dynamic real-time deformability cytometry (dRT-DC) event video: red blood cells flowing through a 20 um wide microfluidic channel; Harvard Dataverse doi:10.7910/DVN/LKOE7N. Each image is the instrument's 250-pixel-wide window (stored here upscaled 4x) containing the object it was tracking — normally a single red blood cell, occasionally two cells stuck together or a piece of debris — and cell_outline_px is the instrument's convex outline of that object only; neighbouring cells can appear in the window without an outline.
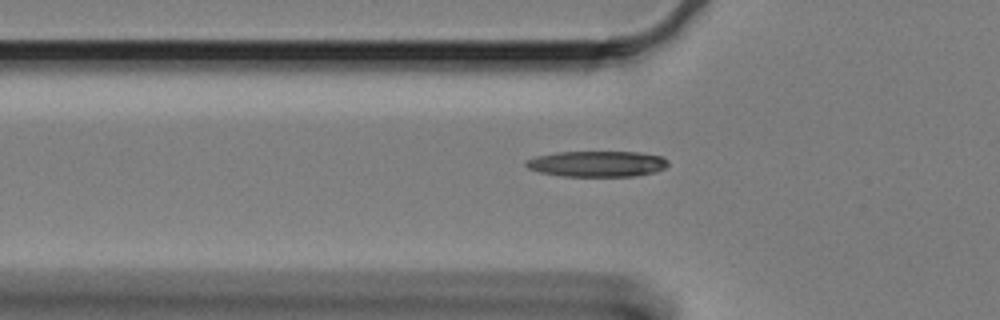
{"species": "Egyptian fruit bat (a non-hibernating species)", "species_latin": "Rousettus aegyptiacus", "temperature_condition": "cold", "stored_images_in_passage": 45, "camera_frame_rate_fps": 3000, "um_per_image_px": 0.085, "animal": {"sex": "female"}, "frame": {"image": 1, "passage_image": 4, "time_ms": 1.0, "image_size_px": [1000, 320], "cell_outline_px": [[668, 164], [664, 168], [656, 172], [636, 176], [560, 176], [540, 172], [528, 168], [524, 164], [528, 160], [536, 156], [556, 152], [640, 152], [664, 156], [668, 160]], "centroid_in_image_um": [50.79, 13.92], "position_along_channel_um": 75.0, "area_um2": 21.5}}
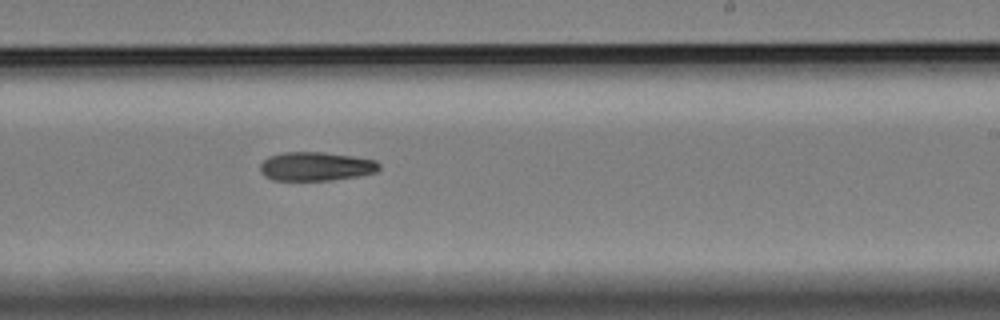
{"frame": {"image": 2, "passage_image": 21, "time_ms": 6.667, "image_size_px": [1000, 320], "cell_outline_px": [[380, 168], [376, 172], [360, 176], [332, 180], [272, 180], [264, 176], [260, 172], [260, 164], [268, 156], [284, 152], [324, 152], [352, 156], [376, 160], [380, 164]], "centroid_in_image_um": [26.85, 14.14], "position_along_channel_um": 262.1, "area_um2": 20.17}}
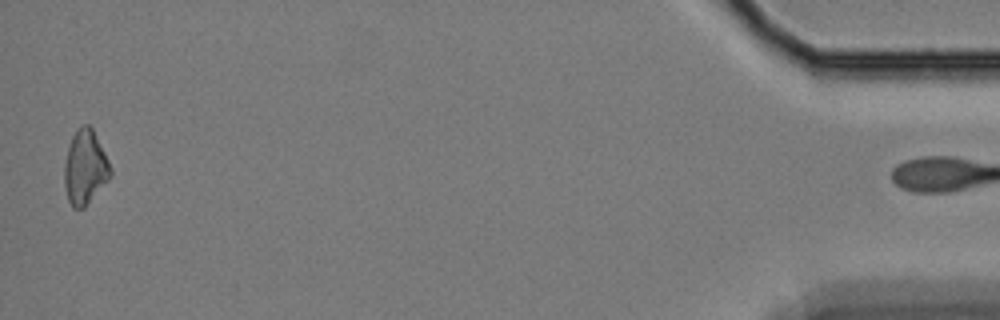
{"frame": {"image": 3, "passage_image": 44, "time_ms": 14.333, "image_size_px": [1000, 320], "cell_outline_px": [[112, 176], [84, 208], [72, 208], [68, 200], [64, 184], [64, 164], [68, 148], [72, 136], [80, 124], [88, 124], [92, 128], [112, 168]], "centroid_in_image_um": [7.23, 14.23], "position_along_channel_um": 428.0, "area_um2": 20.0}}